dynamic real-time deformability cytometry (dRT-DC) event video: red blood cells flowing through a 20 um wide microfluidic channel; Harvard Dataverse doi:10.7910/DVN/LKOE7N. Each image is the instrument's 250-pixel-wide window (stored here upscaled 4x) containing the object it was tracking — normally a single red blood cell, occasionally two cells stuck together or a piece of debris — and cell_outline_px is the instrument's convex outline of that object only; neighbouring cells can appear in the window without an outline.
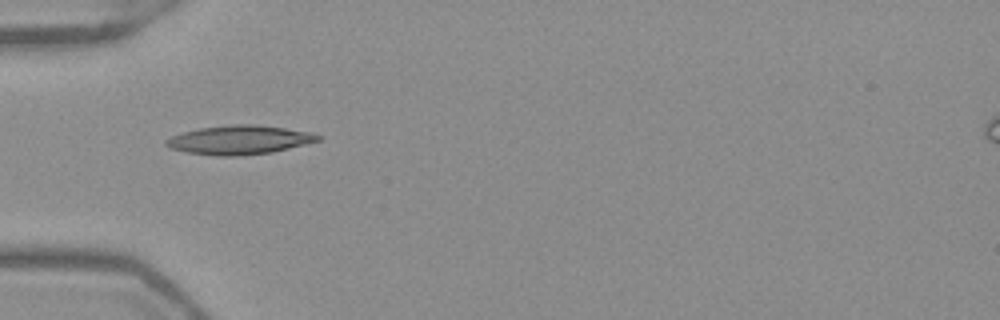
{"species": "Egyptian fruit bat (a non-hibernating species)", "species_latin": "Rousettus aegyptiacus", "temperature_condition": "warm", "stored_images_in_passage": 36, "camera_frame_rate_fps": 3000, "um_per_image_px": 0.085, "frame": {"image": 1, "passage_image": 1, "time_ms": 0.0, "image_size_px": [1000, 320], "cell_outline_px": [[320, 140], [272, 152], [240, 156], [216, 156], [184, 152], [168, 148], [164, 144], [164, 140], [172, 136], [184, 132], [200, 128], [232, 124], [252, 124], [284, 128], [312, 132], [320, 136]], "centroid_in_image_um": [20.29, 11.9], "position_along_channel_um": 64.7, "area_um2": 25.61}}
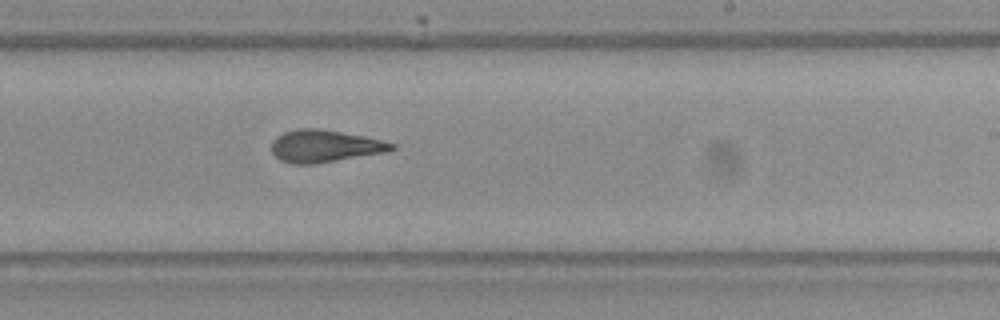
{"frame": {"image": 2, "passage_image": 16, "time_ms": 5.0, "image_size_px": [1000, 320], "cell_outline_px": [[396, 148], [388, 152], [316, 164], [292, 164], [280, 160], [272, 152], [272, 140], [276, 136], [284, 132], [296, 128], [316, 128], [364, 136], [396, 144]], "centroid_in_image_um": [27.59, 12.42], "position_along_channel_um": 261.4, "area_um2": 22.72}}
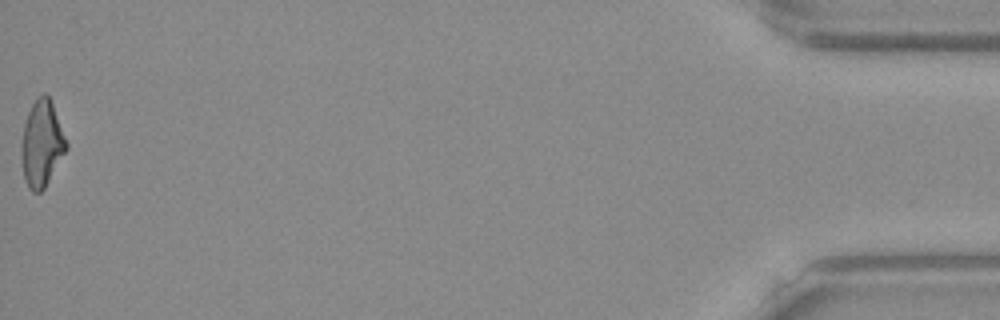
{"frame": {"image": 3, "passage_image": 36, "time_ms": 11.667, "image_size_px": [1000, 320], "cell_outline_px": [[68, 148], [44, 188], [40, 192], [32, 192], [28, 188], [24, 180], [24, 124], [28, 112], [32, 104], [44, 92], [48, 96], [52, 104], [68, 144]], "centroid_in_image_um": [3.59, 12.23], "position_along_channel_um": 431.6, "area_um2": 21.56}, "authors_computed_cell_mechanics": {"area_um2": 22.831, "velocity_mm_per_s": 3.9614, "shape_relaxation_time_tau1_ms": 7.5417, "shape_relaxation_time_tau2_ms": 2.8264, "deformation_change_tau1": 0.2361, "deformation_change_tau2": 0.1235}}